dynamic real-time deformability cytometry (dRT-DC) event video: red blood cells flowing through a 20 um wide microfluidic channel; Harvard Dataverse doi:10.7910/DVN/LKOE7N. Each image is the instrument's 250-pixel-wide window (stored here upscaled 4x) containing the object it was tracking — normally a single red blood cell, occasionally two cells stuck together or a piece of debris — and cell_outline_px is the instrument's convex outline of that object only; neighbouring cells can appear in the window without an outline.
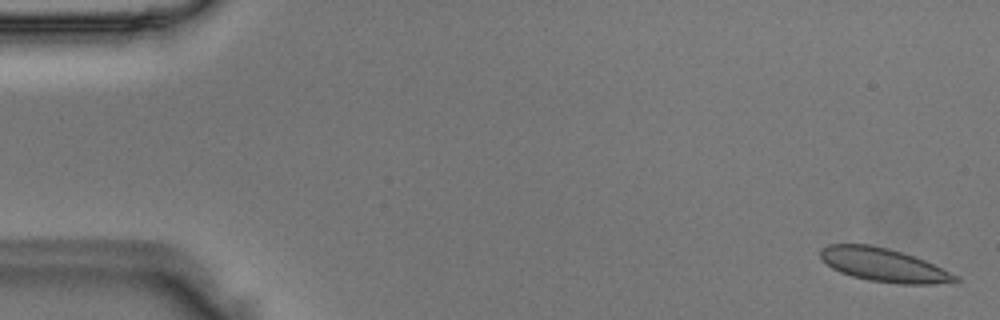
{"species": "Egyptian fruit bat (a non-hibernating species)", "species_latin": "Rousettus aegyptiacus", "temperature_condition": "room temperature", "stored_images_in_passage": 51, "camera_frame_rate_fps": 3000, "um_per_image_px": 0.085, "animal": {"sex": "male"}, "frame": {"image": 1, "passage_image": 1, "time_ms": 0.0, "image_size_px": [1000, 320], "cell_outline_px": [[960, 280], [932, 284], [900, 284], [868, 280], [852, 276], [840, 272], [832, 268], [820, 256], [820, 248], [828, 244], [868, 244], [888, 248], [924, 260], [960, 276]], "centroid_in_image_um": [75.1, 22.52], "position_along_channel_um": 9.9, "area_um2": 26.07}}
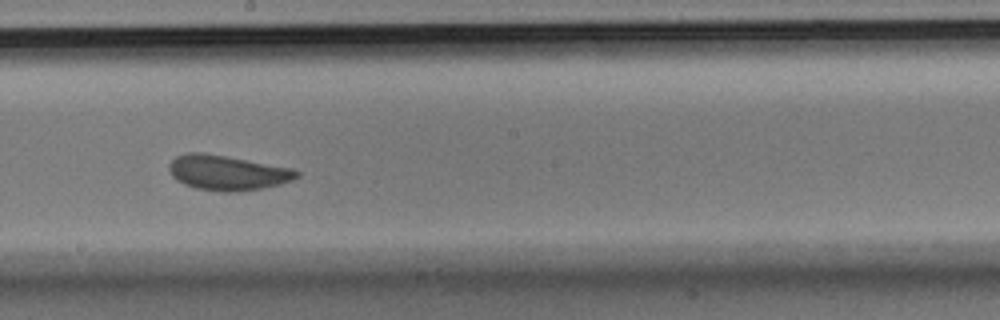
{"frame": {"image": 2, "passage_image": 28, "time_ms": 9.0, "image_size_px": [1000, 320], "cell_outline_px": [[300, 176], [292, 180], [280, 184], [260, 188], [236, 192], [224, 192], [196, 188], [184, 184], [176, 180], [172, 176], [168, 168], [168, 164], [176, 156], [188, 152], [204, 152], [292, 168], [300, 172]], "centroid_in_image_um": [19.31, 14.67], "position_along_channel_um": 228.9, "area_um2": 26.01}}
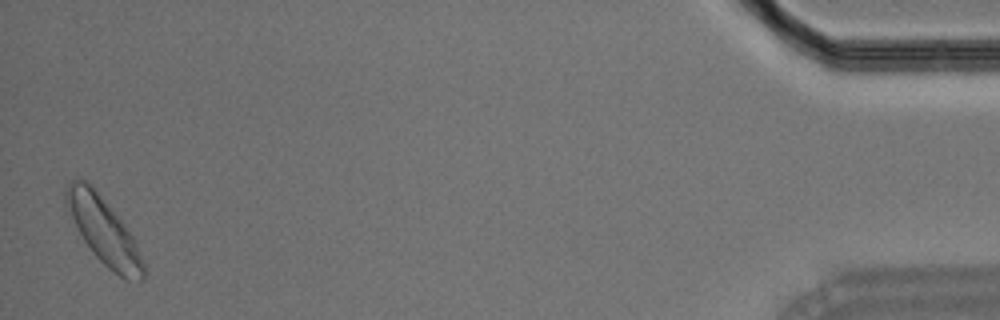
{"frame": {"image": 3, "passage_image": 50, "time_ms": 16.333, "image_size_px": [1000, 320], "cell_outline_px": [[144, 280], [128, 280], [120, 276], [108, 268], [92, 252], [84, 240], [64, 204], [64, 188], [72, 180], [84, 180], [96, 192], [124, 224], [132, 236], [136, 244], [144, 264]], "centroid_in_image_um": [8.79, 19.64], "position_along_channel_um": 426.4, "area_um2": 29.02}}